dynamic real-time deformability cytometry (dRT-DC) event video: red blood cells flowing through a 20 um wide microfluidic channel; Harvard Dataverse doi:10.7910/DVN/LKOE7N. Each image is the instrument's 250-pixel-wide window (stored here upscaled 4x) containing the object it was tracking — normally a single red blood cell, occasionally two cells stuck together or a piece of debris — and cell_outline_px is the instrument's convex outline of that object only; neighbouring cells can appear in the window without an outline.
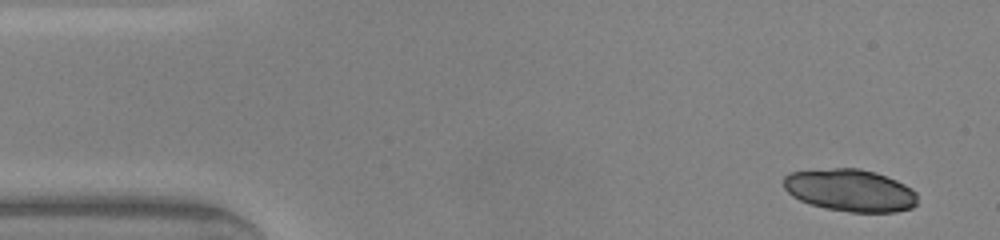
{"species": "common noctule bat (a hibernating species)", "species_latin": "Nyctalus noctula", "temperature_condition": "warm", "stored_images_in_passage": 46, "camera_frame_rate_fps": 3000, "um_per_image_px": 0.085, "animal": {"sex": "male", "body_mass_g": 20.0, "forearm_length_mm": 53.3}, "frame": {"image": 1, "passage_image": 2, "time_ms": 0.333, "image_size_px": [1000, 240], "cell_outline_px": [[916, 204], [912, 208], [896, 212], [848, 212], [828, 208], [812, 204], [800, 200], [792, 196], [784, 188], [784, 176], [792, 172], [832, 168], [860, 168], [876, 172], [896, 180], [912, 188], [916, 192]], "centroid_in_image_um": [72.28, 16.17], "position_along_channel_um": 12.7, "area_um2": 32.95}, "authors_computed_cell_mechanics": {"area_um2": 22.6865, "velocity_mm_per_s": 4.2098, "shape_relaxation_time_tau1_ms": 2.6879, "shape_relaxation_time_tau2_ms": 0.7224, "deformation_change_tau1": 0.1464, "deformation_change_tau2": 0.0522}}